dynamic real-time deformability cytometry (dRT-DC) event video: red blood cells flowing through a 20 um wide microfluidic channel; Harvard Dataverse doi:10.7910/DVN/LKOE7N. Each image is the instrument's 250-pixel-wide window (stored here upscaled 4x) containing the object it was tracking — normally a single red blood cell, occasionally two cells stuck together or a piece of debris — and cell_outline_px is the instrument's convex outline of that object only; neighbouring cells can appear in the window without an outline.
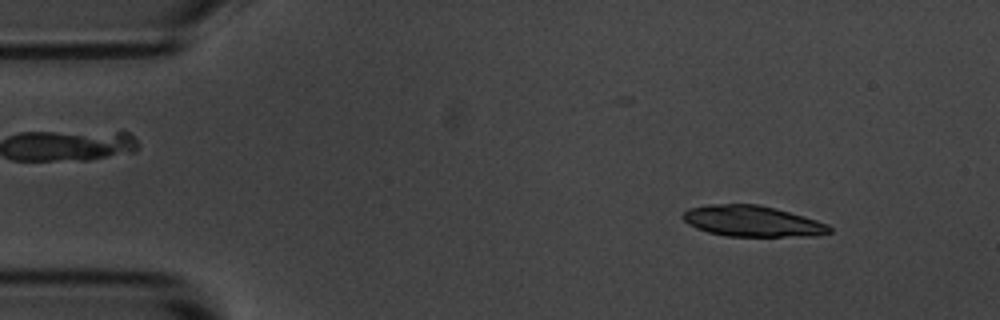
{"species": "common noctule bat (a hibernating species)", "species_latin": "Nyctalus noctula", "temperature_condition": "room temperature", "stored_images_in_passage": 54, "camera_frame_rate_fps": 3000, "um_per_image_px": 0.085, "animal": {"sex": "male", "body_mass_g": 20.1, "forearm_length_mm": 53.5}, "frame": {"image": 1, "passage_image": 6, "time_ms": 1.667, "image_size_px": [1000, 320], "cell_outline_px": [[832, 232], [816, 236], [724, 236], [708, 232], [696, 228], [688, 224], [680, 216], [688, 208], [708, 204], [756, 204], [788, 212], [816, 220], [828, 224], [832, 228]], "centroid_in_image_um": [63.91, 18.81], "position_along_channel_um": 21.1, "area_um2": 26.36}}